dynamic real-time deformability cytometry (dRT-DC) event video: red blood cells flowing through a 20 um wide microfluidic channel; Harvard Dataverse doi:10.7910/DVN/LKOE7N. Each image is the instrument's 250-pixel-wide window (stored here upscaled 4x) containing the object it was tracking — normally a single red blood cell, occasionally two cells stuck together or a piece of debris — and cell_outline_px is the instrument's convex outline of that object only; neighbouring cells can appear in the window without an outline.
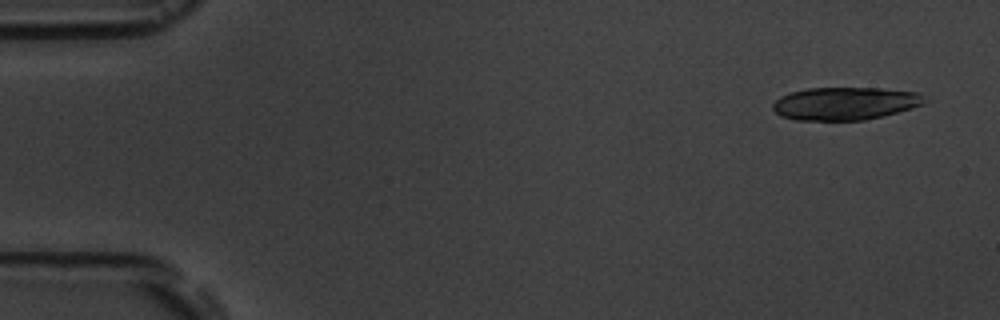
{"species": "common noctule bat (a hibernating species)", "species_latin": "Nyctalus noctula", "temperature_condition": "room temperature", "stored_images_in_passage": 6, "camera_frame_rate_fps": 3000, "um_per_image_px": 0.085, "animal": {"sex": "male", "body_mass_g": 19.5, "forearm_length_mm": 54.6}, "frame": {"image": 1, "passage_image": 1, "time_ms": 0.0, "image_size_px": [1000, 320], "cell_outline_px": [[928, 100], [924, 104], [912, 108], [864, 120], [796, 120], [780, 116], [772, 108], [772, 104], [780, 96], [792, 92], [808, 88], [880, 88], [916, 92], [924, 96]], "centroid_in_image_um": [71.82, 8.79], "position_along_channel_um": 13.2, "area_um2": 28.96}}